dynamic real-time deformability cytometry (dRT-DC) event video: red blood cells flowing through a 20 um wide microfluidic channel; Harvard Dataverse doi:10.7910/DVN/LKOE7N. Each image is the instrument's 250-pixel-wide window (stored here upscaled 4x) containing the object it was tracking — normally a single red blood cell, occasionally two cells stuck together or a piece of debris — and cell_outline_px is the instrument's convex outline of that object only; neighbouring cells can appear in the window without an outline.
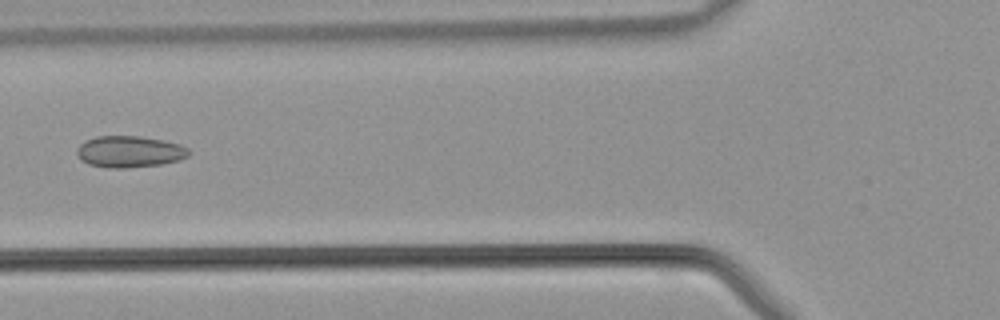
{"species": "common noctule bat (a hibernating species)", "species_latin": "Nyctalus noctula", "temperature_condition": "warm", "stored_images_in_passage": 32, "camera_frame_rate_fps": 3000, "um_per_image_px": 0.085, "animal": {"sex": "male", "body_mass_g": 21.5, "forearm_length_mm": 52.0}, "frame": {"image": 1, "passage_image": 6, "time_ms": 1.667, "image_size_px": [1000, 320], "cell_outline_px": [[188, 156], [180, 160], [160, 164], [124, 168], [108, 168], [88, 164], [80, 160], [76, 156], [76, 148], [84, 140], [96, 136], [140, 136], [180, 144], [188, 148]], "centroid_in_image_um": [10.94, 12.89], "position_along_channel_um": 114.9, "area_um2": 20.63}}
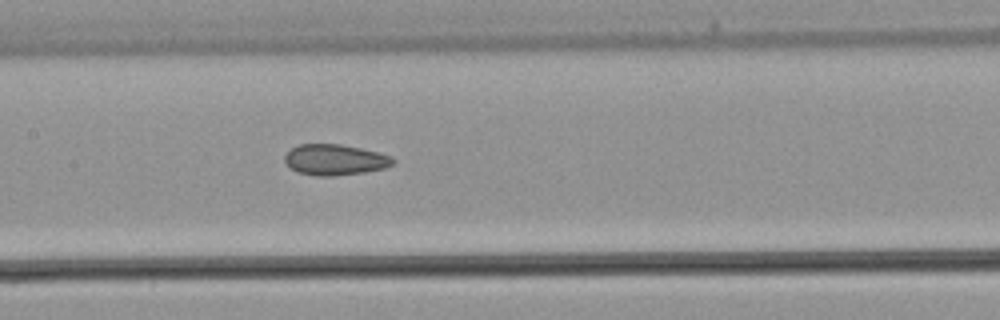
{"frame": {"image": 2, "passage_image": 10, "time_ms": 3.0, "image_size_px": [1000, 320], "cell_outline_px": [[396, 160], [392, 164], [384, 168], [364, 172], [332, 176], [316, 176], [296, 172], [284, 160], [284, 156], [292, 148], [300, 144], [340, 144], [360, 148], [392, 156]], "centroid_in_image_um": [28.46, 13.58], "position_along_channel_um": 178.9, "area_um2": 19.31}}
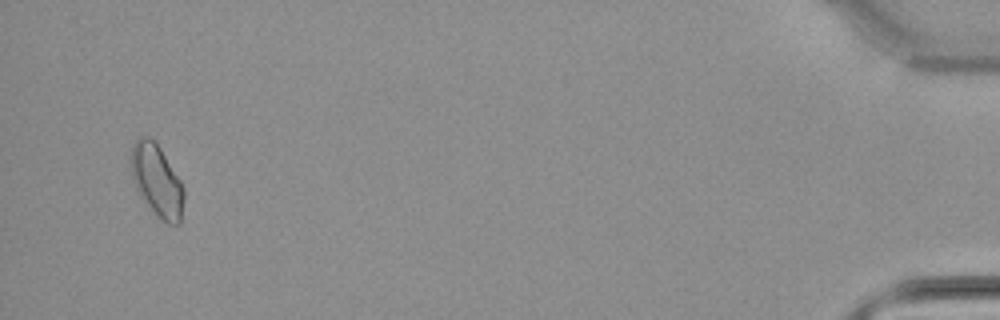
{"frame": {"image": 3, "passage_image": 31, "time_ms": 10.0, "image_size_px": [1000, 320], "cell_outline_px": [[184, 196], [180, 224], [168, 224], [148, 204], [136, 188], [132, 176], [132, 144], [140, 136], [148, 136], [160, 148], [180, 180], [184, 188]], "centroid_in_image_um": [13.35, 15.32], "position_along_channel_um": 421.8, "area_um2": 21.39}}